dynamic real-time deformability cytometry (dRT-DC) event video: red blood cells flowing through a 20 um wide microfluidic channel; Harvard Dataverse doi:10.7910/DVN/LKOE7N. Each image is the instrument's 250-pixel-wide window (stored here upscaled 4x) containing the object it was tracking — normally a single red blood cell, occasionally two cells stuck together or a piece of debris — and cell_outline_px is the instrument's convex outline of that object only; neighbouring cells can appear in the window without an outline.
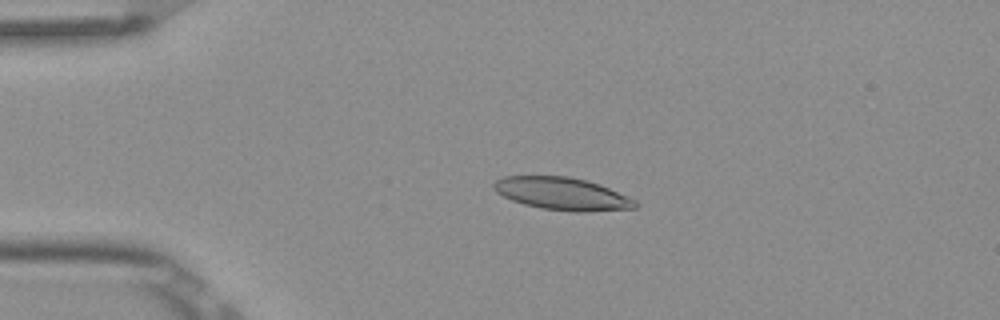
{"species": "Egyptian fruit bat (a non-hibernating species)", "species_latin": "Rousettus aegyptiacus", "temperature_condition": "room temperature", "stored_images_in_passage": 6, "camera_frame_rate_fps": 3000, "um_per_image_px": 0.085, "frame": {"image": 1, "passage_image": 4, "time_ms": 1.0, "image_size_px": [1000, 320], "cell_outline_px": [[640, 204], [636, 208], [584, 212], [572, 212], [544, 208], [524, 204], [512, 200], [496, 192], [492, 188], [492, 184], [496, 180], [504, 176], [568, 176], [588, 180], [600, 184], [636, 200]], "centroid_in_image_um": [47.81, 16.46], "position_along_channel_um": 37.2, "area_um2": 26.93}}
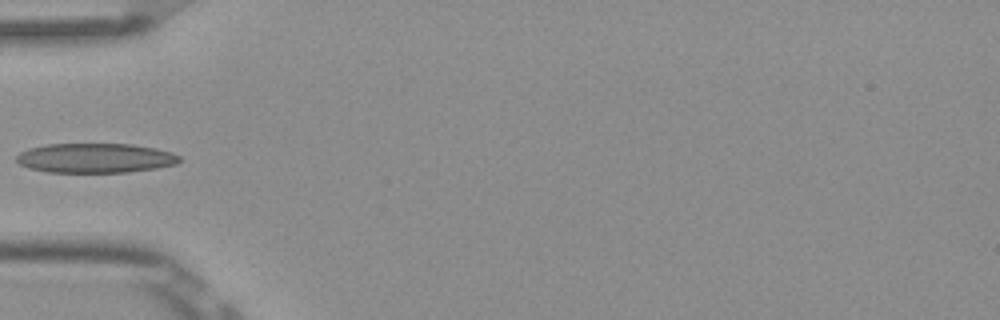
{"frame": {"image": 2, "passage_image": 6, "time_ms": 1.667, "image_size_px": [1000, 320], "cell_outline_px": [[180, 160], [176, 164], [156, 168], [128, 172], [48, 172], [28, 168], [20, 164], [16, 160], [16, 156], [20, 152], [28, 148], [48, 144], [132, 144], [156, 148], [172, 152], [180, 156]], "centroid_in_image_um": [8.1, 13.43], "position_along_channel_um": 76.9, "area_um2": 28.15}}